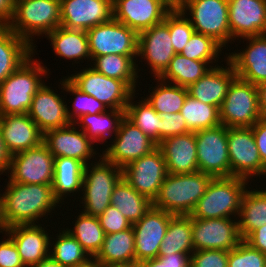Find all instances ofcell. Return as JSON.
Segmentation results:
<instances>
[{
  "instance_id": "6da1fadb",
  "label": "cell",
  "mask_w": 266,
  "mask_h": 267,
  "mask_svg": "<svg viewBox=\"0 0 266 267\" xmlns=\"http://www.w3.org/2000/svg\"><path fill=\"white\" fill-rule=\"evenodd\" d=\"M1 220L4 228L38 224L60 204L52 185L23 184L8 179L5 192L0 193ZM38 220V221H37Z\"/></svg>"
},
{
  "instance_id": "7a4b0ae2",
  "label": "cell",
  "mask_w": 266,
  "mask_h": 267,
  "mask_svg": "<svg viewBox=\"0 0 266 267\" xmlns=\"http://www.w3.org/2000/svg\"><path fill=\"white\" fill-rule=\"evenodd\" d=\"M33 57L32 54L0 84V115L28 113L33 96L49 71Z\"/></svg>"
},
{
  "instance_id": "3957f363",
  "label": "cell",
  "mask_w": 266,
  "mask_h": 267,
  "mask_svg": "<svg viewBox=\"0 0 266 267\" xmlns=\"http://www.w3.org/2000/svg\"><path fill=\"white\" fill-rule=\"evenodd\" d=\"M212 176L197 171L170 174L165 177L153 206L173 215H190L198 200L205 194Z\"/></svg>"
},
{
  "instance_id": "277c9868",
  "label": "cell",
  "mask_w": 266,
  "mask_h": 267,
  "mask_svg": "<svg viewBox=\"0 0 266 267\" xmlns=\"http://www.w3.org/2000/svg\"><path fill=\"white\" fill-rule=\"evenodd\" d=\"M248 182L234 176L212 178L190 216L200 219L236 218Z\"/></svg>"
},
{
  "instance_id": "5b68a950",
  "label": "cell",
  "mask_w": 266,
  "mask_h": 267,
  "mask_svg": "<svg viewBox=\"0 0 266 267\" xmlns=\"http://www.w3.org/2000/svg\"><path fill=\"white\" fill-rule=\"evenodd\" d=\"M61 26L60 0H14V10L8 28L31 46L34 35L45 36Z\"/></svg>"
},
{
  "instance_id": "8992f818",
  "label": "cell",
  "mask_w": 266,
  "mask_h": 267,
  "mask_svg": "<svg viewBox=\"0 0 266 267\" xmlns=\"http://www.w3.org/2000/svg\"><path fill=\"white\" fill-rule=\"evenodd\" d=\"M102 159V160H101ZM92 161L91 166L88 163L84 168L82 184V209L83 213L98 217L105 209L111 205V195L123 178V172L120 167L107 161L100 154L99 161ZM94 164V165H93Z\"/></svg>"
},
{
  "instance_id": "52a82bcc",
  "label": "cell",
  "mask_w": 266,
  "mask_h": 267,
  "mask_svg": "<svg viewBox=\"0 0 266 267\" xmlns=\"http://www.w3.org/2000/svg\"><path fill=\"white\" fill-rule=\"evenodd\" d=\"M176 5L189 17L196 33L212 37L222 47L234 41L229 27L228 0H179Z\"/></svg>"
},
{
  "instance_id": "ba28073f",
  "label": "cell",
  "mask_w": 266,
  "mask_h": 267,
  "mask_svg": "<svg viewBox=\"0 0 266 267\" xmlns=\"http://www.w3.org/2000/svg\"><path fill=\"white\" fill-rule=\"evenodd\" d=\"M260 118L257 86L236 77L219 108L220 123L228 128L252 127Z\"/></svg>"
},
{
  "instance_id": "9c48e42d",
  "label": "cell",
  "mask_w": 266,
  "mask_h": 267,
  "mask_svg": "<svg viewBox=\"0 0 266 267\" xmlns=\"http://www.w3.org/2000/svg\"><path fill=\"white\" fill-rule=\"evenodd\" d=\"M86 33L91 62L102 55L137 56L138 34L114 18L88 29Z\"/></svg>"
},
{
  "instance_id": "30bf717a",
  "label": "cell",
  "mask_w": 266,
  "mask_h": 267,
  "mask_svg": "<svg viewBox=\"0 0 266 267\" xmlns=\"http://www.w3.org/2000/svg\"><path fill=\"white\" fill-rule=\"evenodd\" d=\"M228 127L219 126L195 132L198 170L217 177H231L227 142Z\"/></svg>"
},
{
  "instance_id": "8fae6325",
  "label": "cell",
  "mask_w": 266,
  "mask_h": 267,
  "mask_svg": "<svg viewBox=\"0 0 266 267\" xmlns=\"http://www.w3.org/2000/svg\"><path fill=\"white\" fill-rule=\"evenodd\" d=\"M67 78L83 93L102 102L107 109L125 110L135 93L124 81L107 77L92 67H86Z\"/></svg>"
},
{
  "instance_id": "7c38bea8",
  "label": "cell",
  "mask_w": 266,
  "mask_h": 267,
  "mask_svg": "<svg viewBox=\"0 0 266 267\" xmlns=\"http://www.w3.org/2000/svg\"><path fill=\"white\" fill-rule=\"evenodd\" d=\"M227 142L231 176L250 181L266 175L251 127L228 128Z\"/></svg>"
},
{
  "instance_id": "4fadbf2b",
  "label": "cell",
  "mask_w": 266,
  "mask_h": 267,
  "mask_svg": "<svg viewBox=\"0 0 266 267\" xmlns=\"http://www.w3.org/2000/svg\"><path fill=\"white\" fill-rule=\"evenodd\" d=\"M8 173L10 174H8V178L12 182L52 185L54 156L48 147L42 143L35 148L11 155Z\"/></svg>"
},
{
  "instance_id": "5bb4252c",
  "label": "cell",
  "mask_w": 266,
  "mask_h": 267,
  "mask_svg": "<svg viewBox=\"0 0 266 267\" xmlns=\"http://www.w3.org/2000/svg\"><path fill=\"white\" fill-rule=\"evenodd\" d=\"M114 138L112 144H108L109 146L102 152L101 156L121 169L158 147L126 117L121 120Z\"/></svg>"
},
{
  "instance_id": "9a60e30c",
  "label": "cell",
  "mask_w": 266,
  "mask_h": 267,
  "mask_svg": "<svg viewBox=\"0 0 266 267\" xmlns=\"http://www.w3.org/2000/svg\"><path fill=\"white\" fill-rule=\"evenodd\" d=\"M122 172L126 182L152 202L158 196L160 187L168 175L165 158L158 147L132 161Z\"/></svg>"
},
{
  "instance_id": "2e32d148",
  "label": "cell",
  "mask_w": 266,
  "mask_h": 267,
  "mask_svg": "<svg viewBox=\"0 0 266 267\" xmlns=\"http://www.w3.org/2000/svg\"><path fill=\"white\" fill-rule=\"evenodd\" d=\"M231 219L233 218H192L194 251L209 249L230 251L238 246L243 241L239 233L238 219Z\"/></svg>"
},
{
  "instance_id": "e0dca14e",
  "label": "cell",
  "mask_w": 266,
  "mask_h": 267,
  "mask_svg": "<svg viewBox=\"0 0 266 267\" xmlns=\"http://www.w3.org/2000/svg\"><path fill=\"white\" fill-rule=\"evenodd\" d=\"M175 5L172 0H116L114 19L139 34L163 22Z\"/></svg>"
},
{
  "instance_id": "ac0fdd59",
  "label": "cell",
  "mask_w": 266,
  "mask_h": 267,
  "mask_svg": "<svg viewBox=\"0 0 266 267\" xmlns=\"http://www.w3.org/2000/svg\"><path fill=\"white\" fill-rule=\"evenodd\" d=\"M173 216L172 213L152 205L146 214L132 225L135 239L136 267L143 261L158 257L160 245Z\"/></svg>"
},
{
  "instance_id": "d6986e66",
  "label": "cell",
  "mask_w": 266,
  "mask_h": 267,
  "mask_svg": "<svg viewBox=\"0 0 266 267\" xmlns=\"http://www.w3.org/2000/svg\"><path fill=\"white\" fill-rule=\"evenodd\" d=\"M169 33V12L163 22L138 34L137 57H142L151 67V74L159 78L175 55Z\"/></svg>"
},
{
  "instance_id": "ffe728a7",
  "label": "cell",
  "mask_w": 266,
  "mask_h": 267,
  "mask_svg": "<svg viewBox=\"0 0 266 267\" xmlns=\"http://www.w3.org/2000/svg\"><path fill=\"white\" fill-rule=\"evenodd\" d=\"M114 18L112 0H60L61 26L83 30Z\"/></svg>"
},
{
  "instance_id": "44dd1931",
  "label": "cell",
  "mask_w": 266,
  "mask_h": 267,
  "mask_svg": "<svg viewBox=\"0 0 266 267\" xmlns=\"http://www.w3.org/2000/svg\"><path fill=\"white\" fill-rule=\"evenodd\" d=\"M74 123L69 126L51 129L44 133L43 143L56 157L73 158L85 165L96 154L94 143ZM79 130V131H78Z\"/></svg>"
},
{
  "instance_id": "7402d4cb",
  "label": "cell",
  "mask_w": 266,
  "mask_h": 267,
  "mask_svg": "<svg viewBox=\"0 0 266 267\" xmlns=\"http://www.w3.org/2000/svg\"><path fill=\"white\" fill-rule=\"evenodd\" d=\"M232 39L266 34V0H228Z\"/></svg>"
},
{
  "instance_id": "603a6c76",
  "label": "cell",
  "mask_w": 266,
  "mask_h": 267,
  "mask_svg": "<svg viewBox=\"0 0 266 267\" xmlns=\"http://www.w3.org/2000/svg\"><path fill=\"white\" fill-rule=\"evenodd\" d=\"M18 249L20 259L25 267H35L49 257V233L41 224L15 225L5 229Z\"/></svg>"
},
{
  "instance_id": "cb8c5ba5",
  "label": "cell",
  "mask_w": 266,
  "mask_h": 267,
  "mask_svg": "<svg viewBox=\"0 0 266 267\" xmlns=\"http://www.w3.org/2000/svg\"><path fill=\"white\" fill-rule=\"evenodd\" d=\"M248 46L226 57L237 77L254 85L266 82V34L243 38Z\"/></svg>"
},
{
  "instance_id": "d4e9b609",
  "label": "cell",
  "mask_w": 266,
  "mask_h": 267,
  "mask_svg": "<svg viewBox=\"0 0 266 267\" xmlns=\"http://www.w3.org/2000/svg\"><path fill=\"white\" fill-rule=\"evenodd\" d=\"M28 116L43 133L71 124L67 115V103L45 83L33 96Z\"/></svg>"
},
{
  "instance_id": "484cf974",
  "label": "cell",
  "mask_w": 266,
  "mask_h": 267,
  "mask_svg": "<svg viewBox=\"0 0 266 267\" xmlns=\"http://www.w3.org/2000/svg\"><path fill=\"white\" fill-rule=\"evenodd\" d=\"M0 130L7 151L11 155L43 143L44 133L28 113L0 115Z\"/></svg>"
},
{
  "instance_id": "4316f807",
  "label": "cell",
  "mask_w": 266,
  "mask_h": 267,
  "mask_svg": "<svg viewBox=\"0 0 266 267\" xmlns=\"http://www.w3.org/2000/svg\"><path fill=\"white\" fill-rule=\"evenodd\" d=\"M170 174L194 173L198 170L195 132L171 136L158 144Z\"/></svg>"
},
{
  "instance_id": "83f0119b",
  "label": "cell",
  "mask_w": 266,
  "mask_h": 267,
  "mask_svg": "<svg viewBox=\"0 0 266 267\" xmlns=\"http://www.w3.org/2000/svg\"><path fill=\"white\" fill-rule=\"evenodd\" d=\"M227 61V66L221 65L211 67L197 82L190 85L188 95L205 104L214 105L220 108L228 93L231 82L237 77L232 64Z\"/></svg>"
},
{
  "instance_id": "f1b7e54d",
  "label": "cell",
  "mask_w": 266,
  "mask_h": 267,
  "mask_svg": "<svg viewBox=\"0 0 266 267\" xmlns=\"http://www.w3.org/2000/svg\"><path fill=\"white\" fill-rule=\"evenodd\" d=\"M134 230L105 234L101 249L93 258L104 265H126L136 267Z\"/></svg>"
},
{
  "instance_id": "f546056e",
  "label": "cell",
  "mask_w": 266,
  "mask_h": 267,
  "mask_svg": "<svg viewBox=\"0 0 266 267\" xmlns=\"http://www.w3.org/2000/svg\"><path fill=\"white\" fill-rule=\"evenodd\" d=\"M36 52L8 27H0V84Z\"/></svg>"
},
{
  "instance_id": "4dcf8cb0",
  "label": "cell",
  "mask_w": 266,
  "mask_h": 267,
  "mask_svg": "<svg viewBox=\"0 0 266 267\" xmlns=\"http://www.w3.org/2000/svg\"><path fill=\"white\" fill-rule=\"evenodd\" d=\"M45 37L51 41L52 48L58 57L73 60L76 64L83 58L85 61L86 58L91 60L86 31L59 26Z\"/></svg>"
},
{
  "instance_id": "1f68e13d",
  "label": "cell",
  "mask_w": 266,
  "mask_h": 267,
  "mask_svg": "<svg viewBox=\"0 0 266 267\" xmlns=\"http://www.w3.org/2000/svg\"><path fill=\"white\" fill-rule=\"evenodd\" d=\"M85 164L67 157L54 158L53 193L59 203L71 193L81 192ZM81 189V191H80Z\"/></svg>"
},
{
  "instance_id": "d6a6232c",
  "label": "cell",
  "mask_w": 266,
  "mask_h": 267,
  "mask_svg": "<svg viewBox=\"0 0 266 267\" xmlns=\"http://www.w3.org/2000/svg\"><path fill=\"white\" fill-rule=\"evenodd\" d=\"M238 218L239 233L245 240L266 224V190H248L243 194Z\"/></svg>"
},
{
  "instance_id": "836d02e7",
  "label": "cell",
  "mask_w": 266,
  "mask_h": 267,
  "mask_svg": "<svg viewBox=\"0 0 266 267\" xmlns=\"http://www.w3.org/2000/svg\"><path fill=\"white\" fill-rule=\"evenodd\" d=\"M110 111V112H109ZM125 117V110L109 109L106 112L93 115L85 114L79 117L74 124H80V129L93 142H106L110 136L116 135L121 120ZM112 135V136H111Z\"/></svg>"
},
{
  "instance_id": "e575fe53",
  "label": "cell",
  "mask_w": 266,
  "mask_h": 267,
  "mask_svg": "<svg viewBox=\"0 0 266 267\" xmlns=\"http://www.w3.org/2000/svg\"><path fill=\"white\" fill-rule=\"evenodd\" d=\"M111 205L115 206L133 225L146 214L153 202L122 178L112 192Z\"/></svg>"
},
{
  "instance_id": "d590c367",
  "label": "cell",
  "mask_w": 266,
  "mask_h": 267,
  "mask_svg": "<svg viewBox=\"0 0 266 267\" xmlns=\"http://www.w3.org/2000/svg\"><path fill=\"white\" fill-rule=\"evenodd\" d=\"M137 56H123L117 54L102 55L95 57L92 61L91 67L103 75L124 81L134 92L136 82L139 78L138 65H136ZM138 70V71H137Z\"/></svg>"
},
{
  "instance_id": "8d00e7d4",
  "label": "cell",
  "mask_w": 266,
  "mask_h": 267,
  "mask_svg": "<svg viewBox=\"0 0 266 267\" xmlns=\"http://www.w3.org/2000/svg\"><path fill=\"white\" fill-rule=\"evenodd\" d=\"M192 217L190 215H174L160 245L158 257L172 253H192Z\"/></svg>"
},
{
  "instance_id": "74e56055",
  "label": "cell",
  "mask_w": 266,
  "mask_h": 267,
  "mask_svg": "<svg viewBox=\"0 0 266 267\" xmlns=\"http://www.w3.org/2000/svg\"><path fill=\"white\" fill-rule=\"evenodd\" d=\"M211 67L214 66L209 65L207 62L192 60L182 54H175L168 68L159 79L188 88L204 76Z\"/></svg>"
},
{
  "instance_id": "f35d334b",
  "label": "cell",
  "mask_w": 266,
  "mask_h": 267,
  "mask_svg": "<svg viewBox=\"0 0 266 267\" xmlns=\"http://www.w3.org/2000/svg\"><path fill=\"white\" fill-rule=\"evenodd\" d=\"M73 229L66 230L81 244L93 259L102 247L105 232L96 216L79 213Z\"/></svg>"
},
{
  "instance_id": "ab89813d",
  "label": "cell",
  "mask_w": 266,
  "mask_h": 267,
  "mask_svg": "<svg viewBox=\"0 0 266 267\" xmlns=\"http://www.w3.org/2000/svg\"><path fill=\"white\" fill-rule=\"evenodd\" d=\"M57 240L51 242L49 256L65 267H79L87 264L92 258L81 244L65 229L56 234ZM53 243V244H52Z\"/></svg>"
},
{
  "instance_id": "60d3db41",
  "label": "cell",
  "mask_w": 266,
  "mask_h": 267,
  "mask_svg": "<svg viewBox=\"0 0 266 267\" xmlns=\"http://www.w3.org/2000/svg\"><path fill=\"white\" fill-rule=\"evenodd\" d=\"M160 82L159 85L153 87L150 92V96L146 97V101L153 107L158 113H178L184 104V101L188 95L187 88L171 83L162 81L159 78H155Z\"/></svg>"
},
{
  "instance_id": "b9f144b4",
  "label": "cell",
  "mask_w": 266,
  "mask_h": 267,
  "mask_svg": "<svg viewBox=\"0 0 266 267\" xmlns=\"http://www.w3.org/2000/svg\"><path fill=\"white\" fill-rule=\"evenodd\" d=\"M135 95L134 93L130 97L125 109V117L158 145L160 143L161 118L146 99L139 100L136 102L138 104L132 102Z\"/></svg>"
},
{
  "instance_id": "7bdbcfd3",
  "label": "cell",
  "mask_w": 266,
  "mask_h": 267,
  "mask_svg": "<svg viewBox=\"0 0 266 267\" xmlns=\"http://www.w3.org/2000/svg\"><path fill=\"white\" fill-rule=\"evenodd\" d=\"M187 128L196 132L202 129L219 126V109L214 105L205 104L187 95L180 111Z\"/></svg>"
},
{
  "instance_id": "ee69618b",
  "label": "cell",
  "mask_w": 266,
  "mask_h": 267,
  "mask_svg": "<svg viewBox=\"0 0 266 267\" xmlns=\"http://www.w3.org/2000/svg\"><path fill=\"white\" fill-rule=\"evenodd\" d=\"M60 85L63 88V91L65 90L75 96V100H73L74 103L72 104V111L67 107V115L71 123H74L79 117L85 114L93 115L106 112L107 107L102 102H99L93 96L83 93L67 77L60 81Z\"/></svg>"
},
{
  "instance_id": "f6af8a7d",
  "label": "cell",
  "mask_w": 266,
  "mask_h": 267,
  "mask_svg": "<svg viewBox=\"0 0 266 267\" xmlns=\"http://www.w3.org/2000/svg\"><path fill=\"white\" fill-rule=\"evenodd\" d=\"M222 49L212 37L194 32L181 54L188 59L204 61L210 65L213 61L218 62Z\"/></svg>"
},
{
  "instance_id": "bcb514c9",
  "label": "cell",
  "mask_w": 266,
  "mask_h": 267,
  "mask_svg": "<svg viewBox=\"0 0 266 267\" xmlns=\"http://www.w3.org/2000/svg\"><path fill=\"white\" fill-rule=\"evenodd\" d=\"M195 32L188 16L175 5L169 11V33L176 54H181L184 46Z\"/></svg>"
},
{
  "instance_id": "7dc6e473",
  "label": "cell",
  "mask_w": 266,
  "mask_h": 267,
  "mask_svg": "<svg viewBox=\"0 0 266 267\" xmlns=\"http://www.w3.org/2000/svg\"><path fill=\"white\" fill-rule=\"evenodd\" d=\"M227 267H266V254L243 240L229 251Z\"/></svg>"
},
{
  "instance_id": "c3c4849f",
  "label": "cell",
  "mask_w": 266,
  "mask_h": 267,
  "mask_svg": "<svg viewBox=\"0 0 266 267\" xmlns=\"http://www.w3.org/2000/svg\"><path fill=\"white\" fill-rule=\"evenodd\" d=\"M229 251L227 250H198L190 256V267H227Z\"/></svg>"
},
{
  "instance_id": "681fc988",
  "label": "cell",
  "mask_w": 266,
  "mask_h": 267,
  "mask_svg": "<svg viewBox=\"0 0 266 267\" xmlns=\"http://www.w3.org/2000/svg\"><path fill=\"white\" fill-rule=\"evenodd\" d=\"M98 219L105 234L124 231L132 227L130 221L113 205H109L105 211L98 216Z\"/></svg>"
},
{
  "instance_id": "f907efd6",
  "label": "cell",
  "mask_w": 266,
  "mask_h": 267,
  "mask_svg": "<svg viewBox=\"0 0 266 267\" xmlns=\"http://www.w3.org/2000/svg\"><path fill=\"white\" fill-rule=\"evenodd\" d=\"M160 142L168 137L190 132L181 113H160Z\"/></svg>"
},
{
  "instance_id": "816d5d0a",
  "label": "cell",
  "mask_w": 266,
  "mask_h": 267,
  "mask_svg": "<svg viewBox=\"0 0 266 267\" xmlns=\"http://www.w3.org/2000/svg\"><path fill=\"white\" fill-rule=\"evenodd\" d=\"M192 253H172L143 261L138 267H190Z\"/></svg>"
},
{
  "instance_id": "f5cc1de1",
  "label": "cell",
  "mask_w": 266,
  "mask_h": 267,
  "mask_svg": "<svg viewBox=\"0 0 266 267\" xmlns=\"http://www.w3.org/2000/svg\"><path fill=\"white\" fill-rule=\"evenodd\" d=\"M0 267H25L16 245L9 236L0 241Z\"/></svg>"
},
{
  "instance_id": "db71d44e",
  "label": "cell",
  "mask_w": 266,
  "mask_h": 267,
  "mask_svg": "<svg viewBox=\"0 0 266 267\" xmlns=\"http://www.w3.org/2000/svg\"><path fill=\"white\" fill-rule=\"evenodd\" d=\"M251 128L260 158L266 166V117L260 118Z\"/></svg>"
},
{
  "instance_id": "11a10c76",
  "label": "cell",
  "mask_w": 266,
  "mask_h": 267,
  "mask_svg": "<svg viewBox=\"0 0 266 267\" xmlns=\"http://www.w3.org/2000/svg\"><path fill=\"white\" fill-rule=\"evenodd\" d=\"M244 241L252 248L266 254V224L255 229Z\"/></svg>"
},
{
  "instance_id": "9f6ffc18",
  "label": "cell",
  "mask_w": 266,
  "mask_h": 267,
  "mask_svg": "<svg viewBox=\"0 0 266 267\" xmlns=\"http://www.w3.org/2000/svg\"><path fill=\"white\" fill-rule=\"evenodd\" d=\"M14 0H0V27H7L11 22Z\"/></svg>"
},
{
  "instance_id": "6f0895ef",
  "label": "cell",
  "mask_w": 266,
  "mask_h": 267,
  "mask_svg": "<svg viewBox=\"0 0 266 267\" xmlns=\"http://www.w3.org/2000/svg\"><path fill=\"white\" fill-rule=\"evenodd\" d=\"M11 165V154L7 151L4 143L3 135L0 130V175L7 173Z\"/></svg>"
},
{
  "instance_id": "680465c9",
  "label": "cell",
  "mask_w": 266,
  "mask_h": 267,
  "mask_svg": "<svg viewBox=\"0 0 266 267\" xmlns=\"http://www.w3.org/2000/svg\"><path fill=\"white\" fill-rule=\"evenodd\" d=\"M259 109L262 117H266V82L257 85Z\"/></svg>"
},
{
  "instance_id": "91938a15",
  "label": "cell",
  "mask_w": 266,
  "mask_h": 267,
  "mask_svg": "<svg viewBox=\"0 0 266 267\" xmlns=\"http://www.w3.org/2000/svg\"><path fill=\"white\" fill-rule=\"evenodd\" d=\"M35 267H65L60 265L58 262L53 260L50 256L46 259L42 260L39 264H37Z\"/></svg>"
},
{
  "instance_id": "94428289",
  "label": "cell",
  "mask_w": 266,
  "mask_h": 267,
  "mask_svg": "<svg viewBox=\"0 0 266 267\" xmlns=\"http://www.w3.org/2000/svg\"><path fill=\"white\" fill-rule=\"evenodd\" d=\"M79 267H100V263H98L94 259H91L87 264L79 266Z\"/></svg>"
},
{
  "instance_id": "6125c7cd",
  "label": "cell",
  "mask_w": 266,
  "mask_h": 267,
  "mask_svg": "<svg viewBox=\"0 0 266 267\" xmlns=\"http://www.w3.org/2000/svg\"><path fill=\"white\" fill-rule=\"evenodd\" d=\"M0 232H2V234L5 232V228L1 220V204H0Z\"/></svg>"
},
{
  "instance_id": "be15d7a7",
  "label": "cell",
  "mask_w": 266,
  "mask_h": 267,
  "mask_svg": "<svg viewBox=\"0 0 266 267\" xmlns=\"http://www.w3.org/2000/svg\"><path fill=\"white\" fill-rule=\"evenodd\" d=\"M100 267H130V266H126V265H104V264H100Z\"/></svg>"
},
{
  "instance_id": "e7e4bbea",
  "label": "cell",
  "mask_w": 266,
  "mask_h": 267,
  "mask_svg": "<svg viewBox=\"0 0 266 267\" xmlns=\"http://www.w3.org/2000/svg\"><path fill=\"white\" fill-rule=\"evenodd\" d=\"M175 4L179 1V0H172Z\"/></svg>"
}]
</instances>
